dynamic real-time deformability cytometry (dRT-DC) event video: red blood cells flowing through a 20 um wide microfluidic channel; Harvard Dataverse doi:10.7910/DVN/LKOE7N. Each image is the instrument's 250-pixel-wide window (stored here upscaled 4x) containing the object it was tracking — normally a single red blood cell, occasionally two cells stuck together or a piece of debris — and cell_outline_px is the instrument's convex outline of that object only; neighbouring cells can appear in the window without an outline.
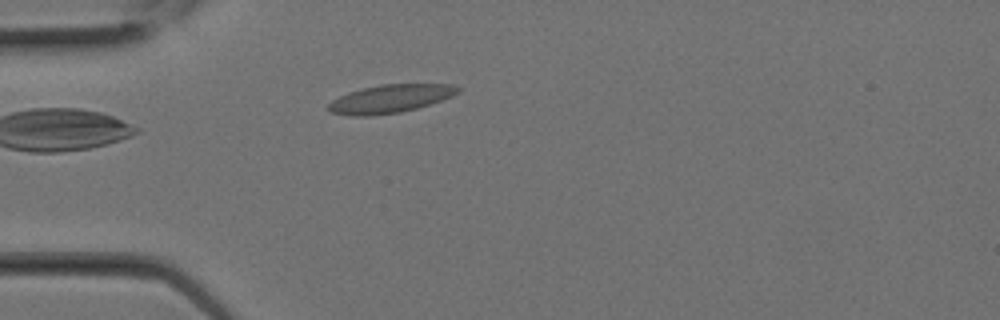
{"species": "Egyptian fruit bat (a non-hibernating species)", "species_latin": "Rousettus aegyptiacus", "temperature_condition": "room temperature", "stored_images_in_passage": 5, "camera_frame_rate_fps": 3000, "um_per_image_px": 0.085, "animal": {"sex": "female"}, "frame": {"image": 1, "passage_image": 5, "time_ms": 1.333, "image_size_px": [1000, 320], "cell_outline_px": [[460, 92], [452, 96], [416, 108], [400, 112], [368, 116], [352, 116], [332, 112], [324, 108], [332, 100], [348, 92], [380, 84], [452, 84], [460, 88]], "centroid_in_image_um": [33.14, 8.39], "position_along_channel_um": 51.9, "area_um2": 21.15}}